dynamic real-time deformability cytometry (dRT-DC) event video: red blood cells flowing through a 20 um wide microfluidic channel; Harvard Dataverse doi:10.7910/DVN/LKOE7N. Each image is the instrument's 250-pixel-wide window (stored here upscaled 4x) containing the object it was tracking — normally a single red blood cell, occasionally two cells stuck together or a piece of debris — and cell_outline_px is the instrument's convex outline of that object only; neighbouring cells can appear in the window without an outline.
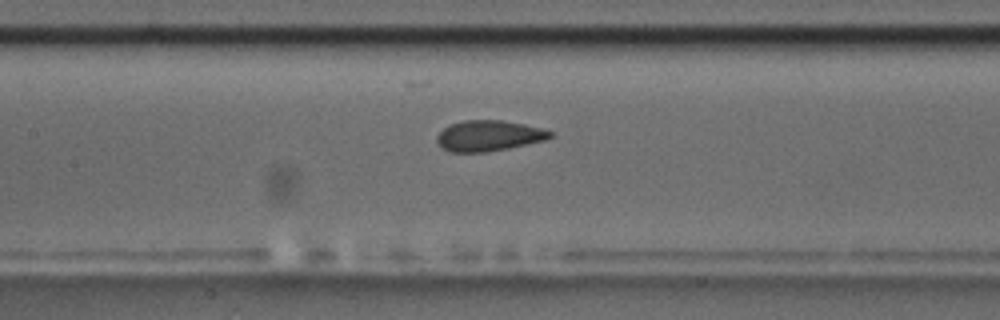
{"species": "common noctule bat (a hibernating species)", "species_latin": "Nyctalus noctula", "temperature_condition": "room temperature", "stored_images_in_passage": 31, "camera_frame_rate_fps": 3000, "um_per_image_px": 0.085, "animal": {"sex": "male", "body_mass_g": 17.5, "forearm_length_mm": 52.3}, "frame": {"image": 1, "passage_image": 12, "time_ms": 3.667, "image_size_px": [1000, 320], "cell_outline_px": [[552, 136], [544, 140], [508, 148], [488, 152], [448, 152], [436, 144], [436, 136], [444, 128], [452, 124], [464, 120], [504, 120], [524, 124], [540, 128], [552, 132]], "centroid_in_image_um": [41.49, 11.54], "position_along_channel_um": 165.9, "area_um2": 20.23}}
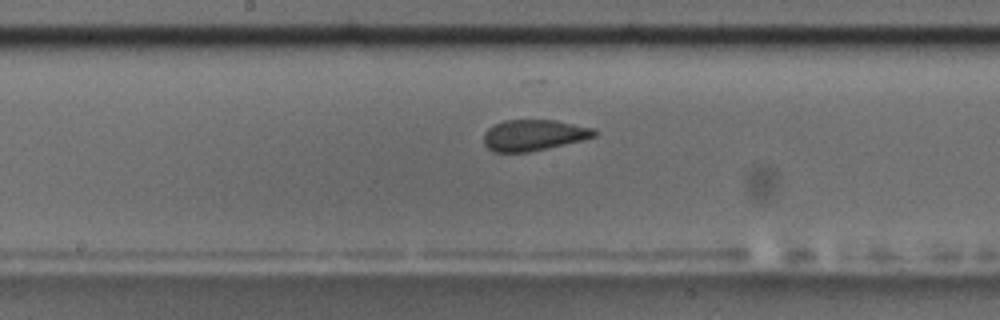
{"frame": {"image": 2, "passage_image": 15, "time_ms": 4.667, "image_size_px": [1000, 320], "cell_outline_px": [[600, 132], [596, 136], [580, 140], [528, 152], [492, 152], [484, 144], [484, 132], [488, 128], [504, 120], [556, 120], [592, 128]], "centroid_in_image_um": [45.34, 11.48], "position_along_channel_um": 202.9, "area_um2": 19.83}}
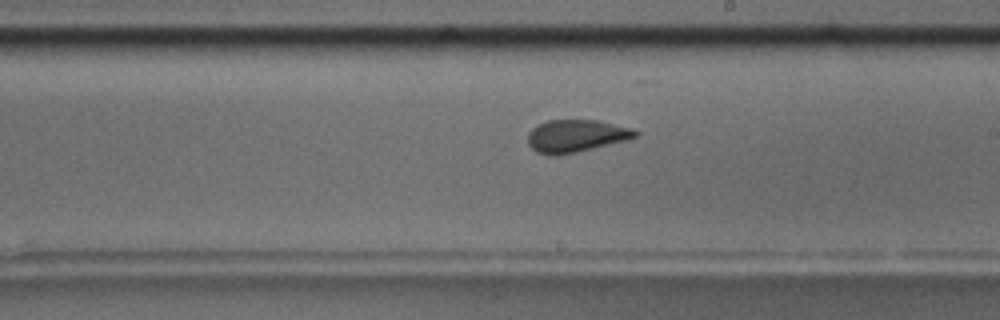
{"frame": {"image": 3, "passage_image": 18, "time_ms": 5.667, "image_size_px": [1000, 320], "cell_outline_px": [[640, 132], [636, 136], [628, 140], [576, 152], [556, 156], [552, 156], [536, 152], [528, 144], [528, 132], [536, 124], [548, 120], [600, 120], [632, 128]], "centroid_in_image_um": [48.95, 11.55], "position_along_channel_um": 240.0, "area_um2": 20.58}}